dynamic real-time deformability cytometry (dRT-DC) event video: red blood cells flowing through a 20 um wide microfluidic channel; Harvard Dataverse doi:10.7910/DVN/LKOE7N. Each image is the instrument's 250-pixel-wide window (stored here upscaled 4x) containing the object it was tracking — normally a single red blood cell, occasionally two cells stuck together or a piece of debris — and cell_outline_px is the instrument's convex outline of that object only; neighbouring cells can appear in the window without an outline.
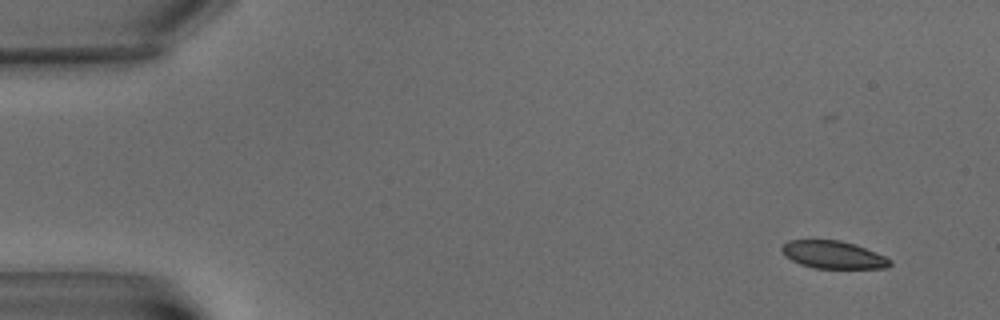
{"species": "common noctule bat (a hibernating species)", "species_latin": "Nyctalus noctula", "temperature_condition": "warm", "stored_images_in_passage": 6, "camera_frame_rate_fps": 3000, "um_per_image_px": 0.085, "animal": {"sex": "male", "body_mass_g": 15.6}, "frame": {"image": 1, "passage_image": 1, "time_ms": 0.0, "image_size_px": [1000, 320], "cell_outline_px": [[892, 264], [888, 268], [812, 268], [800, 264], [784, 256], [780, 248], [788, 240], [840, 240], [856, 244], [884, 256], [892, 260]], "centroid_in_image_um": [70.82, 21.65], "position_along_channel_um": 14.2, "area_um2": 17.51}}
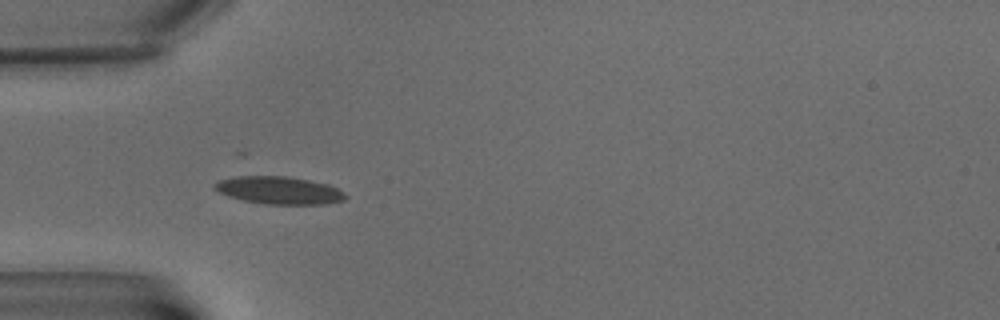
{"frame": {"image": 2, "passage_image": 5, "time_ms": 5.667, "image_size_px": [1000, 320], "cell_outline_px": [[348, 196], [344, 200], [324, 204], [264, 204], [244, 200], [228, 196], [212, 188], [212, 184], [220, 180], [232, 176], [288, 176], [328, 184], [344, 192]], "centroid_in_image_um": [23.7, 16.17], "position_along_channel_um": 61.3, "area_um2": 21.1}}
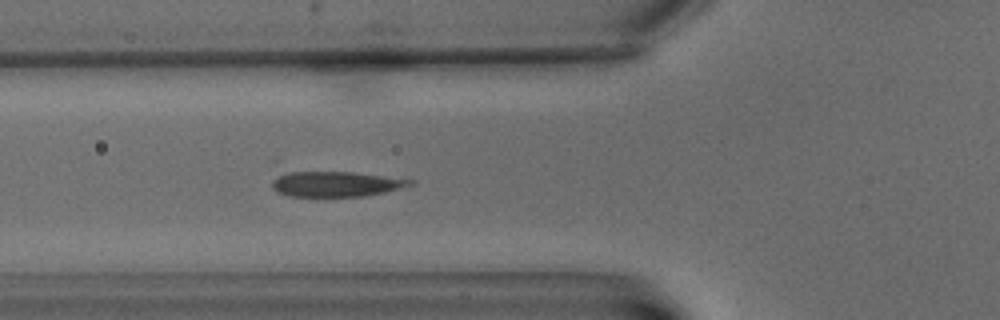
{"frame": {"image": 3, "passage_image": 6, "time_ms": 7.0, "image_size_px": [1000, 320], "cell_outline_px": [[416, 184], [384, 192], [364, 196], [288, 196], [276, 192], [272, 188], [272, 180], [276, 176], [288, 172], [352, 172], [416, 180]], "centroid_in_image_um": [28.55, 15.64], "position_along_channel_um": 97.3, "area_um2": 20.29}}